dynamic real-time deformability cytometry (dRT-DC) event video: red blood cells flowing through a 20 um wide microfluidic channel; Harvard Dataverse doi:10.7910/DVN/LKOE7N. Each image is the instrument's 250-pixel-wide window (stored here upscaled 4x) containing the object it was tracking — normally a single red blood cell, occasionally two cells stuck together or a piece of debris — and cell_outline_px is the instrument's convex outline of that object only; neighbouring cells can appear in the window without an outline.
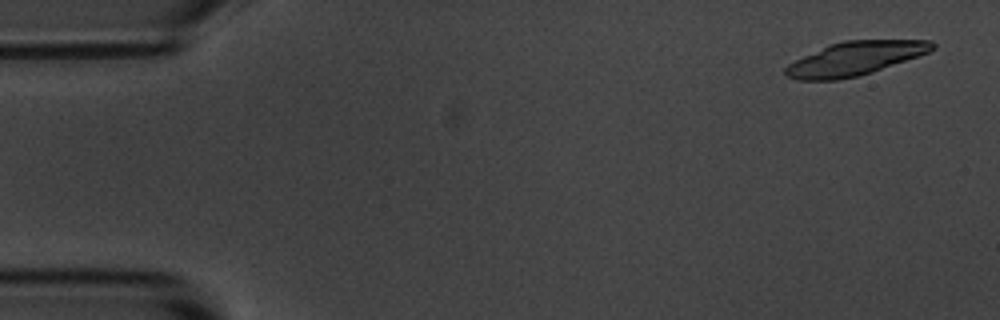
{"species": "common noctule bat (a hibernating species)", "species_latin": "Nyctalus noctula", "temperature_condition": "room temperature", "stored_images_in_passage": 19, "camera_frame_rate_fps": 3000, "um_per_image_px": 0.085, "animal": {"sex": "male", "body_mass_g": 20.1, "forearm_length_mm": 53.5}, "frame": {"image": 1, "passage_image": 3, "time_ms": 0.667, "image_size_px": [1000, 320], "cell_outline_px": [[936, 48], [928, 52], [872, 72], [860, 76], [836, 80], [796, 80], [784, 76], [784, 68], [788, 64], [828, 44], [844, 40], [932, 40], [936, 44]], "centroid_in_image_um": [72.64, 4.98], "position_along_channel_um": 12.4, "area_um2": 28.78}}